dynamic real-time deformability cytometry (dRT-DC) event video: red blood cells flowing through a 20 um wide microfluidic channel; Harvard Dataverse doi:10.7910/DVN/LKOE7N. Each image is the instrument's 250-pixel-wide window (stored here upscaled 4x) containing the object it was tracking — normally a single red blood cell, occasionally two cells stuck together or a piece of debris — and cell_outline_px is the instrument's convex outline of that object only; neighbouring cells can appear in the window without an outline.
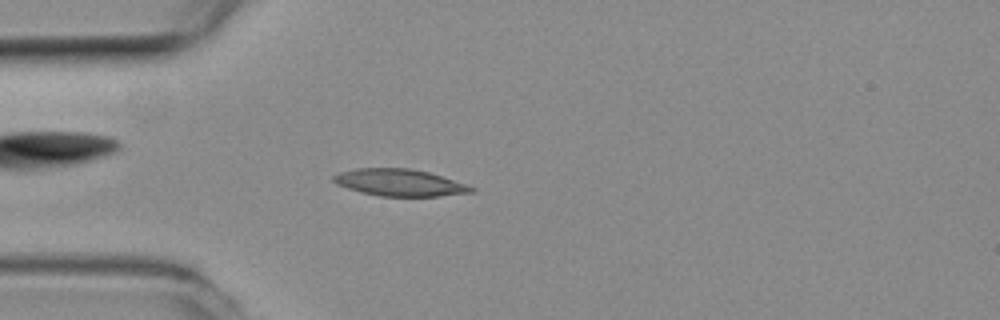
{"species": "common noctule bat (a hibernating species)", "species_latin": "Nyctalus noctula", "temperature_condition": "room temperature", "stored_images_in_passage": 46, "camera_frame_rate_fps": 3000, "um_per_image_px": 0.085, "animal": {"sex": "female", "body_mass_g": 19.3, "forearm_length_mm": 54.1}, "frame": {"image": 1, "passage_image": 6, "time_ms": 1.667, "image_size_px": [1000, 320], "cell_outline_px": [[476, 192], [440, 196], [380, 196], [360, 192], [336, 184], [332, 180], [332, 176], [340, 172], [356, 168], [408, 168], [428, 172], [476, 188]], "centroid_in_image_um": [33.94, 15.52], "position_along_channel_um": 51.1, "area_um2": 21.5}}
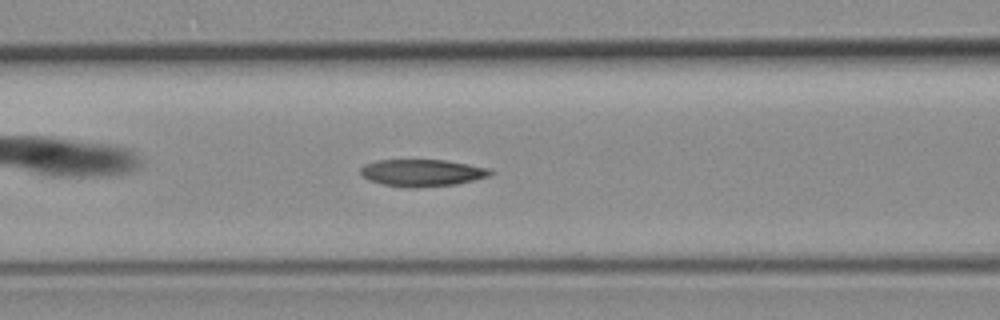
{"frame": {"image": 2, "passage_image": 13, "time_ms": 4.0, "image_size_px": [1000, 320], "cell_outline_px": [[496, 172], [488, 176], [456, 184], [416, 188], [404, 188], [384, 184], [368, 180], [360, 172], [360, 168], [364, 164], [376, 160], [444, 160], [492, 168]], "centroid_in_image_um": [35.89, 14.69], "position_along_channel_um": 130.7, "area_um2": 20.58}}
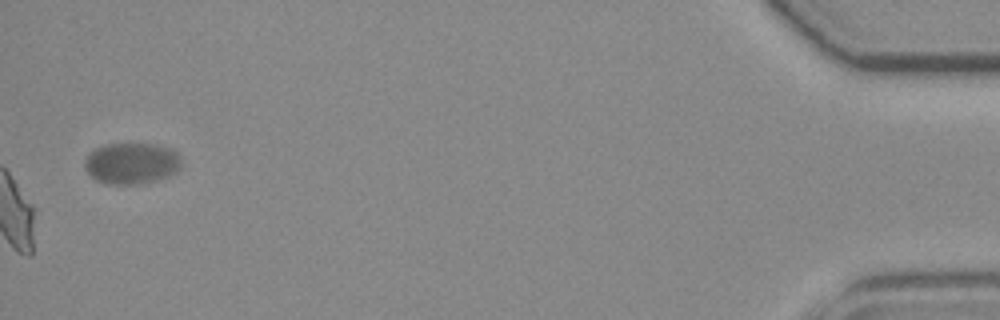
{"frame": {"image": 3, "passage_image": 46, "time_ms": 15.0, "image_size_px": [1000, 320], "cell_outline_px": [[180, 168], [176, 172], [168, 176], [156, 180], [140, 184], [104, 184], [96, 180], [84, 168], [84, 160], [88, 152], [104, 144], [152, 144], [168, 148], [176, 152], [180, 156]], "centroid_in_image_um": [11.14, 13.89], "position_along_channel_um": 424.1, "area_um2": 23.35}}